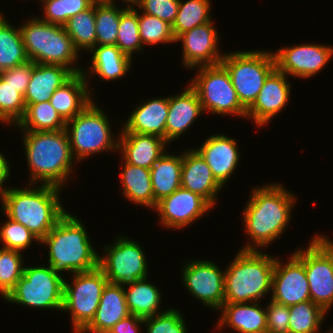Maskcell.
<instances>
[{"instance_id": "6da1fadb", "label": "cell", "mask_w": 333, "mask_h": 333, "mask_svg": "<svg viewBox=\"0 0 333 333\" xmlns=\"http://www.w3.org/2000/svg\"><path fill=\"white\" fill-rule=\"evenodd\" d=\"M281 183L254 187L242 212L244 232L250 238L241 250L270 247L290 224L297 197Z\"/></svg>"}, {"instance_id": "7a4b0ae2", "label": "cell", "mask_w": 333, "mask_h": 333, "mask_svg": "<svg viewBox=\"0 0 333 333\" xmlns=\"http://www.w3.org/2000/svg\"><path fill=\"white\" fill-rule=\"evenodd\" d=\"M21 134L30 172L28 182L64 189L77 164L67 131H22Z\"/></svg>"}, {"instance_id": "3957f363", "label": "cell", "mask_w": 333, "mask_h": 333, "mask_svg": "<svg viewBox=\"0 0 333 333\" xmlns=\"http://www.w3.org/2000/svg\"><path fill=\"white\" fill-rule=\"evenodd\" d=\"M26 185L25 188L6 187L0 199L1 210L42 240L67 212L60 198L63 189L52 185Z\"/></svg>"}, {"instance_id": "277c9868", "label": "cell", "mask_w": 333, "mask_h": 333, "mask_svg": "<svg viewBox=\"0 0 333 333\" xmlns=\"http://www.w3.org/2000/svg\"><path fill=\"white\" fill-rule=\"evenodd\" d=\"M83 221L68 211L40 241L47 248L48 265L53 272H86L98 267L99 252L93 246Z\"/></svg>"}, {"instance_id": "5b68a950", "label": "cell", "mask_w": 333, "mask_h": 333, "mask_svg": "<svg viewBox=\"0 0 333 333\" xmlns=\"http://www.w3.org/2000/svg\"><path fill=\"white\" fill-rule=\"evenodd\" d=\"M258 250H239L225 268L224 303L261 302L272 292L276 257Z\"/></svg>"}, {"instance_id": "8992f818", "label": "cell", "mask_w": 333, "mask_h": 333, "mask_svg": "<svg viewBox=\"0 0 333 333\" xmlns=\"http://www.w3.org/2000/svg\"><path fill=\"white\" fill-rule=\"evenodd\" d=\"M19 28L29 60L38 64L62 65L74 74L83 71L84 67L78 66L81 54L64 26L44 22L33 15Z\"/></svg>"}, {"instance_id": "52a82bcc", "label": "cell", "mask_w": 333, "mask_h": 333, "mask_svg": "<svg viewBox=\"0 0 333 333\" xmlns=\"http://www.w3.org/2000/svg\"><path fill=\"white\" fill-rule=\"evenodd\" d=\"M96 103L93 100L81 113L66 122L71 152L78 164L102 152L118 153L119 134L113 133L110 117Z\"/></svg>"}, {"instance_id": "ba28073f", "label": "cell", "mask_w": 333, "mask_h": 333, "mask_svg": "<svg viewBox=\"0 0 333 333\" xmlns=\"http://www.w3.org/2000/svg\"><path fill=\"white\" fill-rule=\"evenodd\" d=\"M226 68L241 105L248 110L256 101L268 75L276 68L273 51L239 50L225 52Z\"/></svg>"}, {"instance_id": "9c48e42d", "label": "cell", "mask_w": 333, "mask_h": 333, "mask_svg": "<svg viewBox=\"0 0 333 333\" xmlns=\"http://www.w3.org/2000/svg\"><path fill=\"white\" fill-rule=\"evenodd\" d=\"M64 278L53 272L47 263L37 266L25 264L23 276L4 300L26 308L62 312Z\"/></svg>"}, {"instance_id": "30bf717a", "label": "cell", "mask_w": 333, "mask_h": 333, "mask_svg": "<svg viewBox=\"0 0 333 333\" xmlns=\"http://www.w3.org/2000/svg\"><path fill=\"white\" fill-rule=\"evenodd\" d=\"M66 278L62 311H68L67 314L70 315L72 333H81L94 319L108 280L99 267L74 273L72 281H67Z\"/></svg>"}, {"instance_id": "8fae6325", "label": "cell", "mask_w": 333, "mask_h": 333, "mask_svg": "<svg viewBox=\"0 0 333 333\" xmlns=\"http://www.w3.org/2000/svg\"><path fill=\"white\" fill-rule=\"evenodd\" d=\"M189 85L195 90L203 112L232 115L246 120L247 110L241 105L228 71L222 64L201 66Z\"/></svg>"}, {"instance_id": "7c38bea8", "label": "cell", "mask_w": 333, "mask_h": 333, "mask_svg": "<svg viewBox=\"0 0 333 333\" xmlns=\"http://www.w3.org/2000/svg\"><path fill=\"white\" fill-rule=\"evenodd\" d=\"M102 248L105 254H99L98 267L109 283L125 288L150 276L145 251L135 239L119 235L112 244Z\"/></svg>"}, {"instance_id": "4fadbf2b", "label": "cell", "mask_w": 333, "mask_h": 333, "mask_svg": "<svg viewBox=\"0 0 333 333\" xmlns=\"http://www.w3.org/2000/svg\"><path fill=\"white\" fill-rule=\"evenodd\" d=\"M314 234L306 249L294 253L304 262L311 301L327 313L333 306V240Z\"/></svg>"}, {"instance_id": "5bb4252c", "label": "cell", "mask_w": 333, "mask_h": 333, "mask_svg": "<svg viewBox=\"0 0 333 333\" xmlns=\"http://www.w3.org/2000/svg\"><path fill=\"white\" fill-rule=\"evenodd\" d=\"M183 266L181 280L187 293L206 308L220 310L225 300V269L206 259H190Z\"/></svg>"}, {"instance_id": "9a60e30c", "label": "cell", "mask_w": 333, "mask_h": 333, "mask_svg": "<svg viewBox=\"0 0 333 333\" xmlns=\"http://www.w3.org/2000/svg\"><path fill=\"white\" fill-rule=\"evenodd\" d=\"M292 45L273 52L276 68L288 77L308 79L316 76L333 57V47L327 44Z\"/></svg>"}, {"instance_id": "2e32d148", "label": "cell", "mask_w": 333, "mask_h": 333, "mask_svg": "<svg viewBox=\"0 0 333 333\" xmlns=\"http://www.w3.org/2000/svg\"><path fill=\"white\" fill-rule=\"evenodd\" d=\"M212 209L203 197L180 187L158 201L153 210L158 214L162 227L168 230H184Z\"/></svg>"}, {"instance_id": "e0dca14e", "label": "cell", "mask_w": 333, "mask_h": 333, "mask_svg": "<svg viewBox=\"0 0 333 333\" xmlns=\"http://www.w3.org/2000/svg\"><path fill=\"white\" fill-rule=\"evenodd\" d=\"M213 19L205 24L194 27L176 38V44L181 42L182 62L184 68L190 70L221 64L225 52L219 49L220 34L215 28Z\"/></svg>"}, {"instance_id": "ac0fdd59", "label": "cell", "mask_w": 333, "mask_h": 333, "mask_svg": "<svg viewBox=\"0 0 333 333\" xmlns=\"http://www.w3.org/2000/svg\"><path fill=\"white\" fill-rule=\"evenodd\" d=\"M282 262L276 256L270 299L288 307L311 300L304 262L294 252Z\"/></svg>"}, {"instance_id": "d6986e66", "label": "cell", "mask_w": 333, "mask_h": 333, "mask_svg": "<svg viewBox=\"0 0 333 333\" xmlns=\"http://www.w3.org/2000/svg\"><path fill=\"white\" fill-rule=\"evenodd\" d=\"M287 78L288 76L277 68L268 75L256 101L247 110V120L254 121L258 128H263L285 109L292 91V84Z\"/></svg>"}, {"instance_id": "ffe728a7", "label": "cell", "mask_w": 333, "mask_h": 333, "mask_svg": "<svg viewBox=\"0 0 333 333\" xmlns=\"http://www.w3.org/2000/svg\"><path fill=\"white\" fill-rule=\"evenodd\" d=\"M195 149L210 167L214 178L224 188L241 159L236 139L225 134H211Z\"/></svg>"}, {"instance_id": "44dd1931", "label": "cell", "mask_w": 333, "mask_h": 333, "mask_svg": "<svg viewBox=\"0 0 333 333\" xmlns=\"http://www.w3.org/2000/svg\"><path fill=\"white\" fill-rule=\"evenodd\" d=\"M181 187L203 197L213 208L217 205V196L223 188L194 147L182 151Z\"/></svg>"}, {"instance_id": "7402d4cb", "label": "cell", "mask_w": 333, "mask_h": 333, "mask_svg": "<svg viewBox=\"0 0 333 333\" xmlns=\"http://www.w3.org/2000/svg\"><path fill=\"white\" fill-rule=\"evenodd\" d=\"M184 87L186 88L181 93L169 96V111L165 127V141L169 145L187 132L197 118L204 113L195 90L189 83Z\"/></svg>"}, {"instance_id": "603a6c76", "label": "cell", "mask_w": 333, "mask_h": 333, "mask_svg": "<svg viewBox=\"0 0 333 333\" xmlns=\"http://www.w3.org/2000/svg\"><path fill=\"white\" fill-rule=\"evenodd\" d=\"M165 139L148 134L120 132L118 151L126 163L150 169L167 150Z\"/></svg>"}, {"instance_id": "cb8c5ba5", "label": "cell", "mask_w": 333, "mask_h": 333, "mask_svg": "<svg viewBox=\"0 0 333 333\" xmlns=\"http://www.w3.org/2000/svg\"><path fill=\"white\" fill-rule=\"evenodd\" d=\"M135 107L119 131L156 135L165 139L169 96L153 97V99L139 102Z\"/></svg>"}, {"instance_id": "d4e9b609", "label": "cell", "mask_w": 333, "mask_h": 333, "mask_svg": "<svg viewBox=\"0 0 333 333\" xmlns=\"http://www.w3.org/2000/svg\"><path fill=\"white\" fill-rule=\"evenodd\" d=\"M260 303H224L216 329L228 327L237 333H267L266 310Z\"/></svg>"}, {"instance_id": "484cf974", "label": "cell", "mask_w": 333, "mask_h": 333, "mask_svg": "<svg viewBox=\"0 0 333 333\" xmlns=\"http://www.w3.org/2000/svg\"><path fill=\"white\" fill-rule=\"evenodd\" d=\"M88 80L83 73L74 74L66 83L57 88L49 102L65 122L81 113L94 99Z\"/></svg>"}, {"instance_id": "4316f807", "label": "cell", "mask_w": 333, "mask_h": 333, "mask_svg": "<svg viewBox=\"0 0 333 333\" xmlns=\"http://www.w3.org/2000/svg\"><path fill=\"white\" fill-rule=\"evenodd\" d=\"M128 315L130 313L124 288L108 282L103 289L94 319L81 333H109L113 326Z\"/></svg>"}, {"instance_id": "83f0119b", "label": "cell", "mask_w": 333, "mask_h": 333, "mask_svg": "<svg viewBox=\"0 0 333 333\" xmlns=\"http://www.w3.org/2000/svg\"><path fill=\"white\" fill-rule=\"evenodd\" d=\"M89 53L92 54V64L82 71L88 81L94 75L105 82L121 79L133 66L134 59L122 53L116 45H96Z\"/></svg>"}, {"instance_id": "f1b7e54d", "label": "cell", "mask_w": 333, "mask_h": 333, "mask_svg": "<svg viewBox=\"0 0 333 333\" xmlns=\"http://www.w3.org/2000/svg\"><path fill=\"white\" fill-rule=\"evenodd\" d=\"M74 73L62 65L35 63L24 102L26 107L30 104L49 101L55 90L66 83Z\"/></svg>"}, {"instance_id": "f546056e", "label": "cell", "mask_w": 333, "mask_h": 333, "mask_svg": "<svg viewBox=\"0 0 333 333\" xmlns=\"http://www.w3.org/2000/svg\"><path fill=\"white\" fill-rule=\"evenodd\" d=\"M123 170L120 172L122 195L135 205L147 209L155 208V199L151 183L150 169L126 163L123 159Z\"/></svg>"}, {"instance_id": "4dcf8cb0", "label": "cell", "mask_w": 333, "mask_h": 333, "mask_svg": "<svg viewBox=\"0 0 333 333\" xmlns=\"http://www.w3.org/2000/svg\"><path fill=\"white\" fill-rule=\"evenodd\" d=\"M170 153L165 151L150 168L155 207L158 201L181 187L182 152Z\"/></svg>"}, {"instance_id": "1f68e13d", "label": "cell", "mask_w": 333, "mask_h": 333, "mask_svg": "<svg viewBox=\"0 0 333 333\" xmlns=\"http://www.w3.org/2000/svg\"><path fill=\"white\" fill-rule=\"evenodd\" d=\"M148 278L139 279L124 288L129 313L142 319L161 313L162 292Z\"/></svg>"}, {"instance_id": "d6a6232c", "label": "cell", "mask_w": 333, "mask_h": 333, "mask_svg": "<svg viewBox=\"0 0 333 333\" xmlns=\"http://www.w3.org/2000/svg\"><path fill=\"white\" fill-rule=\"evenodd\" d=\"M0 11V72L29 61L19 26L9 22Z\"/></svg>"}, {"instance_id": "836d02e7", "label": "cell", "mask_w": 333, "mask_h": 333, "mask_svg": "<svg viewBox=\"0 0 333 333\" xmlns=\"http://www.w3.org/2000/svg\"><path fill=\"white\" fill-rule=\"evenodd\" d=\"M15 127L21 131H61L66 128V122L49 101H43L28 105Z\"/></svg>"}, {"instance_id": "e575fe53", "label": "cell", "mask_w": 333, "mask_h": 333, "mask_svg": "<svg viewBox=\"0 0 333 333\" xmlns=\"http://www.w3.org/2000/svg\"><path fill=\"white\" fill-rule=\"evenodd\" d=\"M63 26L80 54L83 50L89 53L96 46L95 5L79 12Z\"/></svg>"}, {"instance_id": "d590c367", "label": "cell", "mask_w": 333, "mask_h": 333, "mask_svg": "<svg viewBox=\"0 0 333 333\" xmlns=\"http://www.w3.org/2000/svg\"><path fill=\"white\" fill-rule=\"evenodd\" d=\"M211 0H180L175 21L172 24L174 37L193 29L196 26L208 23L213 16Z\"/></svg>"}, {"instance_id": "8d00e7d4", "label": "cell", "mask_w": 333, "mask_h": 333, "mask_svg": "<svg viewBox=\"0 0 333 333\" xmlns=\"http://www.w3.org/2000/svg\"><path fill=\"white\" fill-rule=\"evenodd\" d=\"M288 333H322V323L327 312L311 300L289 307Z\"/></svg>"}, {"instance_id": "74e56055", "label": "cell", "mask_w": 333, "mask_h": 333, "mask_svg": "<svg viewBox=\"0 0 333 333\" xmlns=\"http://www.w3.org/2000/svg\"><path fill=\"white\" fill-rule=\"evenodd\" d=\"M126 8L110 3L95 5L96 45H116L121 13Z\"/></svg>"}, {"instance_id": "f35d334b", "label": "cell", "mask_w": 333, "mask_h": 333, "mask_svg": "<svg viewBox=\"0 0 333 333\" xmlns=\"http://www.w3.org/2000/svg\"><path fill=\"white\" fill-rule=\"evenodd\" d=\"M116 46L132 59L134 53L140 54L144 50L139 33L137 7L126 8L121 13Z\"/></svg>"}, {"instance_id": "ab89813d", "label": "cell", "mask_w": 333, "mask_h": 333, "mask_svg": "<svg viewBox=\"0 0 333 333\" xmlns=\"http://www.w3.org/2000/svg\"><path fill=\"white\" fill-rule=\"evenodd\" d=\"M17 250L0 247V295L5 299L23 276L25 261Z\"/></svg>"}, {"instance_id": "60d3db41", "label": "cell", "mask_w": 333, "mask_h": 333, "mask_svg": "<svg viewBox=\"0 0 333 333\" xmlns=\"http://www.w3.org/2000/svg\"><path fill=\"white\" fill-rule=\"evenodd\" d=\"M138 23L143 46L176 43L172 26L167 22L138 9Z\"/></svg>"}, {"instance_id": "b9f144b4", "label": "cell", "mask_w": 333, "mask_h": 333, "mask_svg": "<svg viewBox=\"0 0 333 333\" xmlns=\"http://www.w3.org/2000/svg\"><path fill=\"white\" fill-rule=\"evenodd\" d=\"M40 3L43 7V17L38 18L62 26L70 18L93 5L89 0H40Z\"/></svg>"}, {"instance_id": "7bdbcfd3", "label": "cell", "mask_w": 333, "mask_h": 333, "mask_svg": "<svg viewBox=\"0 0 333 333\" xmlns=\"http://www.w3.org/2000/svg\"><path fill=\"white\" fill-rule=\"evenodd\" d=\"M24 96L0 77V123L14 126L24 117Z\"/></svg>"}, {"instance_id": "ee69618b", "label": "cell", "mask_w": 333, "mask_h": 333, "mask_svg": "<svg viewBox=\"0 0 333 333\" xmlns=\"http://www.w3.org/2000/svg\"><path fill=\"white\" fill-rule=\"evenodd\" d=\"M6 219L0 226V244L3 245L0 247L23 252L30 248L33 241L40 244L41 240L25 226L7 216Z\"/></svg>"}, {"instance_id": "f6af8a7d", "label": "cell", "mask_w": 333, "mask_h": 333, "mask_svg": "<svg viewBox=\"0 0 333 333\" xmlns=\"http://www.w3.org/2000/svg\"><path fill=\"white\" fill-rule=\"evenodd\" d=\"M157 315L143 319L146 333H188L183 313L175 308H166Z\"/></svg>"}, {"instance_id": "bcb514c9", "label": "cell", "mask_w": 333, "mask_h": 333, "mask_svg": "<svg viewBox=\"0 0 333 333\" xmlns=\"http://www.w3.org/2000/svg\"><path fill=\"white\" fill-rule=\"evenodd\" d=\"M180 0H140L136 6L141 12L155 16L172 26L178 13Z\"/></svg>"}, {"instance_id": "7dc6e473", "label": "cell", "mask_w": 333, "mask_h": 333, "mask_svg": "<svg viewBox=\"0 0 333 333\" xmlns=\"http://www.w3.org/2000/svg\"><path fill=\"white\" fill-rule=\"evenodd\" d=\"M267 333H288L289 307L270 299L266 307Z\"/></svg>"}, {"instance_id": "c3c4849f", "label": "cell", "mask_w": 333, "mask_h": 333, "mask_svg": "<svg viewBox=\"0 0 333 333\" xmlns=\"http://www.w3.org/2000/svg\"><path fill=\"white\" fill-rule=\"evenodd\" d=\"M34 64L35 63L33 61L29 60L24 64L0 72V77L6 83L15 87L17 91L24 96L30 81Z\"/></svg>"}, {"instance_id": "681fc988", "label": "cell", "mask_w": 333, "mask_h": 333, "mask_svg": "<svg viewBox=\"0 0 333 333\" xmlns=\"http://www.w3.org/2000/svg\"><path fill=\"white\" fill-rule=\"evenodd\" d=\"M142 326L144 327L143 319L130 314L113 326L109 333H142Z\"/></svg>"}, {"instance_id": "f907efd6", "label": "cell", "mask_w": 333, "mask_h": 333, "mask_svg": "<svg viewBox=\"0 0 333 333\" xmlns=\"http://www.w3.org/2000/svg\"><path fill=\"white\" fill-rule=\"evenodd\" d=\"M11 170H0V199L6 189L5 183L10 178Z\"/></svg>"}, {"instance_id": "816d5d0a", "label": "cell", "mask_w": 333, "mask_h": 333, "mask_svg": "<svg viewBox=\"0 0 333 333\" xmlns=\"http://www.w3.org/2000/svg\"><path fill=\"white\" fill-rule=\"evenodd\" d=\"M117 0H107V3L116 4ZM140 0H121V3H124L123 6L130 8L135 7L139 4ZM127 4V5H126Z\"/></svg>"}, {"instance_id": "f5cc1de1", "label": "cell", "mask_w": 333, "mask_h": 333, "mask_svg": "<svg viewBox=\"0 0 333 333\" xmlns=\"http://www.w3.org/2000/svg\"><path fill=\"white\" fill-rule=\"evenodd\" d=\"M10 164L3 152H0V170H11Z\"/></svg>"}, {"instance_id": "db71d44e", "label": "cell", "mask_w": 333, "mask_h": 333, "mask_svg": "<svg viewBox=\"0 0 333 333\" xmlns=\"http://www.w3.org/2000/svg\"><path fill=\"white\" fill-rule=\"evenodd\" d=\"M90 3H92L93 5H98V4H105L107 3V0H89Z\"/></svg>"}, {"instance_id": "11a10c76", "label": "cell", "mask_w": 333, "mask_h": 333, "mask_svg": "<svg viewBox=\"0 0 333 333\" xmlns=\"http://www.w3.org/2000/svg\"><path fill=\"white\" fill-rule=\"evenodd\" d=\"M325 333H333V327H330V329Z\"/></svg>"}]
</instances>
